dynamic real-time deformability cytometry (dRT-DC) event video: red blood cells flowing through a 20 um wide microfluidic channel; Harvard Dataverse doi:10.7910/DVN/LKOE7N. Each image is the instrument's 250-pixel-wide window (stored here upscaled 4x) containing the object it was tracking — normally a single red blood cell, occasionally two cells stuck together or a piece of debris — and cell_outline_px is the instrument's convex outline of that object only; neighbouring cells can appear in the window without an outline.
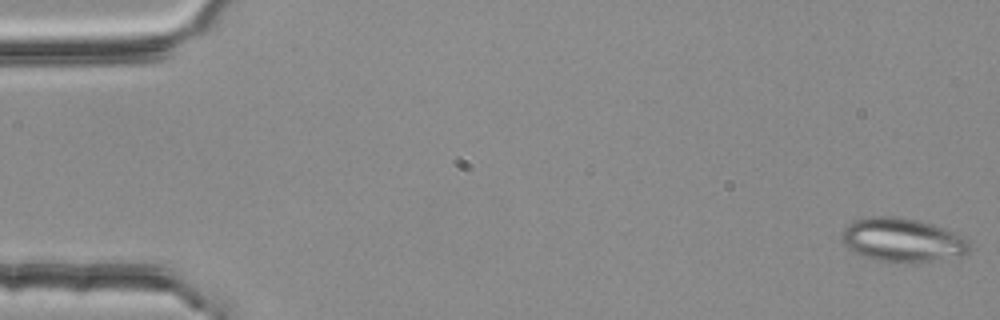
{"species": "common noctule bat (a hibernating species)", "species_latin": "Nyctalus noctula", "temperature_condition": "room temperature", "stored_images_in_passage": 55, "segment_of_instrument_passage": [1, 2], "camera_frame_rate_fps": 3000, "um_per_image_px": 0.085, "animal": {"sex": "female", "body_mass_g": 25.1}, "frame": {"image": 1, "passage_image": 1, "time_ms": 0.0, "image_size_px": [1000, 320], "cell_outline_px": [[968, 252], [928, 260], [904, 264], [876, 260], [864, 256], [848, 248], [844, 244], [840, 236], [844, 228], [852, 220], [868, 216], [896, 216], [920, 220], [932, 224], [952, 232], [968, 240]], "centroid_in_image_um": [76.59, 20.37], "position_along_channel_um": 8.4, "area_um2": 32.14}}